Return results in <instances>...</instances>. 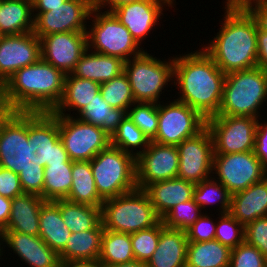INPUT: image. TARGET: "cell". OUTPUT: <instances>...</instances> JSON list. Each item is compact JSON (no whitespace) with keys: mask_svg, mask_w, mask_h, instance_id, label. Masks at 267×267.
<instances>
[{"mask_svg":"<svg viewBox=\"0 0 267 267\" xmlns=\"http://www.w3.org/2000/svg\"><path fill=\"white\" fill-rule=\"evenodd\" d=\"M229 213L244 226L267 216V177L231 195Z\"/></svg>","mask_w":267,"mask_h":267,"instance_id":"22","label":"cell"},{"mask_svg":"<svg viewBox=\"0 0 267 267\" xmlns=\"http://www.w3.org/2000/svg\"><path fill=\"white\" fill-rule=\"evenodd\" d=\"M207 215V212L199 217L187 230L188 242H206L215 239L216 222Z\"/></svg>","mask_w":267,"mask_h":267,"instance_id":"47","label":"cell"},{"mask_svg":"<svg viewBox=\"0 0 267 267\" xmlns=\"http://www.w3.org/2000/svg\"><path fill=\"white\" fill-rule=\"evenodd\" d=\"M260 30L267 32V2H260L248 9Z\"/></svg>","mask_w":267,"mask_h":267,"instance_id":"51","label":"cell"},{"mask_svg":"<svg viewBox=\"0 0 267 267\" xmlns=\"http://www.w3.org/2000/svg\"><path fill=\"white\" fill-rule=\"evenodd\" d=\"M150 141L144 133L126 116L111 136V145L137 157L143 153ZM138 148L139 150H137ZM131 149V150H130ZM136 150V151H134Z\"/></svg>","mask_w":267,"mask_h":267,"instance_id":"37","label":"cell"},{"mask_svg":"<svg viewBox=\"0 0 267 267\" xmlns=\"http://www.w3.org/2000/svg\"><path fill=\"white\" fill-rule=\"evenodd\" d=\"M65 77L40 58L17 70L0 87V110L51 112L62 98Z\"/></svg>","mask_w":267,"mask_h":267,"instance_id":"1","label":"cell"},{"mask_svg":"<svg viewBox=\"0 0 267 267\" xmlns=\"http://www.w3.org/2000/svg\"><path fill=\"white\" fill-rule=\"evenodd\" d=\"M4 244V237H3V233L0 231V257H2V255H3V245ZM1 245H2V247H1ZM1 259V258H0Z\"/></svg>","mask_w":267,"mask_h":267,"instance_id":"58","label":"cell"},{"mask_svg":"<svg viewBox=\"0 0 267 267\" xmlns=\"http://www.w3.org/2000/svg\"><path fill=\"white\" fill-rule=\"evenodd\" d=\"M216 37L202 49L225 73L257 67V23L248 10L224 6Z\"/></svg>","mask_w":267,"mask_h":267,"instance_id":"3","label":"cell"},{"mask_svg":"<svg viewBox=\"0 0 267 267\" xmlns=\"http://www.w3.org/2000/svg\"><path fill=\"white\" fill-rule=\"evenodd\" d=\"M160 221L154 227L131 233L132 251L135 260L147 263L158 246L160 232L164 228Z\"/></svg>","mask_w":267,"mask_h":267,"instance_id":"42","label":"cell"},{"mask_svg":"<svg viewBox=\"0 0 267 267\" xmlns=\"http://www.w3.org/2000/svg\"><path fill=\"white\" fill-rule=\"evenodd\" d=\"M195 184L175 177L148 185V194L157 215L162 218L173 206L193 199Z\"/></svg>","mask_w":267,"mask_h":267,"instance_id":"23","label":"cell"},{"mask_svg":"<svg viewBox=\"0 0 267 267\" xmlns=\"http://www.w3.org/2000/svg\"><path fill=\"white\" fill-rule=\"evenodd\" d=\"M254 153L260 159L262 169L267 174V123L265 121L260 123L259 119L256 129Z\"/></svg>","mask_w":267,"mask_h":267,"instance_id":"49","label":"cell"},{"mask_svg":"<svg viewBox=\"0 0 267 267\" xmlns=\"http://www.w3.org/2000/svg\"><path fill=\"white\" fill-rule=\"evenodd\" d=\"M91 10V0H66L50 11L33 12V33L39 38L51 33L87 32Z\"/></svg>","mask_w":267,"mask_h":267,"instance_id":"16","label":"cell"},{"mask_svg":"<svg viewBox=\"0 0 267 267\" xmlns=\"http://www.w3.org/2000/svg\"><path fill=\"white\" fill-rule=\"evenodd\" d=\"M33 29V2L28 0H2L0 2L1 36L30 33Z\"/></svg>","mask_w":267,"mask_h":267,"instance_id":"29","label":"cell"},{"mask_svg":"<svg viewBox=\"0 0 267 267\" xmlns=\"http://www.w3.org/2000/svg\"><path fill=\"white\" fill-rule=\"evenodd\" d=\"M108 267H147V263L134 260L132 262L115 264V265L108 266Z\"/></svg>","mask_w":267,"mask_h":267,"instance_id":"57","label":"cell"},{"mask_svg":"<svg viewBox=\"0 0 267 267\" xmlns=\"http://www.w3.org/2000/svg\"><path fill=\"white\" fill-rule=\"evenodd\" d=\"M257 67L267 72V32L257 26Z\"/></svg>","mask_w":267,"mask_h":267,"instance_id":"50","label":"cell"},{"mask_svg":"<svg viewBox=\"0 0 267 267\" xmlns=\"http://www.w3.org/2000/svg\"><path fill=\"white\" fill-rule=\"evenodd\" d=\"M212 171L231 195L267 177L254 151L214 155Z\"/></svg>","mask_w":267,"mask_h":267,"instance_id":"14","label":"cell"},{"mask_svg":"<svg viewBox=\"0 0 267 267\" xmlns=\"http://www.w3.org/2000/svg\"><path fill=\"white\" fill-rule=\"evenodd\" d=\"M71 234L61 217L59 207L53 201H46L39 213V237L59 254Z\"/></svg>","mask_w":267,"mask_h":267,"instance_id":"30","label":"cell"},{"mask_svg":"<svg viewBox=\"0 0 267 267\" xmlns=\"http://www.w3.org/2000/svg\"><path fill=\"white\" fill-rule=\"evenodd\" d=\"M201 207L191 199L173 206L162 218L164 226L170 229L186 231L204 214Z\"/></svg>","mask_w":267,"mask_h":267,"instance_id":"41","label":"cell"},{"mask_svg":"<svg viewBox=\"0 0 267 267\" xmlns=\"http://www.w3.org/2000/svg\"><path fill=\"white\" fill-rule=\"evenodd\" d=\"M127 116L144 133L149 141L155 139L159 124L157 103L135 102L127 110Z\"/></svg>","mask_w":267,"mask_h":267,"instance_id":"40","label":"cell"},{"mask_svg":"<svg viewBox=\"0 0 267 267\" xmlns=\"http://www.w3.org/2000/svg\"><path fill=\"white\" fill-rule=\"evenodd\" d=\"M11 211V199L0 195V231L2 232L9 221Z\"/></svg>","mask_w":267,"mask_h":267,"instance_id":"53","label":"cell"},{"mask_svg":"<svg viewBox=\"0 0 267 267\" xmlns=\"http://www.w3.org/2000/svg\"><path fill=\"white\" fill-rule=\"evenodd\" d=\"M135 102L161 103L159 98L164 87L173 83L174 58L162 61L145 50L124 63Z\"/></svg>","mask_w":267,"mask_h":267,"instance_id":"7","label":"cell"},{"mask_svg":"<svg viewBox=\"0 0 267 267\" xmlns=\"http://www.w3.org/2000/svg\"><path fill=\"white\" fill-rule=\"evenodd\" d=\"M24 194L19 175L11 170L0 167V195L9 199Z\"/></svg>","mask_w":267,"mask_h":267,"instance_id":"48","label":"cell"},{"mask_svg":"<svg viewBox=\"0 0 267 267\" xmlns=\"http://www.w3.org/2000/svg\"><path fill=\"white\" fill-rule=\"evenodd\" d=\"M245 242L255 246L267 258V216L245 225Z\"/></svg>","mask_w":267,"mask_h":267,"instance_id":"46","label":"cell"},{"mask_svg":"<svg viewBox=\"0 0 267 267\" xmlns=\"http://www.w3.org/2000/svg\"><path fill=\"white\" fill-rule=\"evenodd\" d=\"M139 0H91V7L94 10L101 11L103 8L107 11L104 12H110L112 13L116 8L125 5L137 2ZM109 8V9H108Z\"/></svg>","mask_w":267,"mask_h":267,"instance_id":"52","label":"cell"},{"mask_svg":"<svg viewBox=\"0 0 267 267\" xmlns=\"http://www.w3.org/2000/svg\"><path fill=\"white\" fill-rule=\"evenodd\" d=\"M135 260L132 251L131 234L104 229L101 253L98 262L102 267L128 263Z\"/></svg>","mask_w":267,"mask_h":267,"instance_id":"35","label":"cell"},{"mask_svg":"<svg viewBox=\"0 0 267 267\" xmlns=\"http://www.w3.org/2000/svg\"><path fill=\"white\" fill-rule=\"evenodd\" d=\"M30 161L28 112L0 110V167L19 174Z\"/></svg>","mask_w":267,"mask_h":267,"instance_id":"10","label":"cell"},{"mask_svg":"<svg viewBox=\"0 0 267 267\" xmlns=\"http://www.w3.org/2000/svg\"><path fill=\"white\" fill-rule=\"evenodd\" d=\"M90 164L97 192L103 200L137 189L136 157L118 147L110 144Z\"/></svg>","mask_w":267,"mask_h":267,"instance_id":"6","label":"cell"},{"mask_svg":"<svg viewBox=\"0 0 267 267\" xmlns=\"http://www.w3.org/2000/svg\"><path fill=\"white\" fill-rule=\"evenodd\" d=\"M76 117L87 123L103 129L110 137L117 130L122 120L127 116L123 109L112 108L98 93L94 99L84 107Z\"/></svg>","mask_w":267,"mask_h":267,"instance_id":"33","label":"cell"},{"mask_svg":"<svg viewBox=\"0 0 267 267\" xmlns=\"http://www.w3.org/2000/svg\"><path fill=\"white\" fill-rule=\"evenodd\" d=\"M24 193L35 194L43 198L44 167L30 161V165L18 174Z\"/></svg>","mask_w":267,"mask_h":267,"instance_id":"45","label":"cell"},{"mask_svg":"<svg viewBox=\"0 0 267 267\" xmlns=\"http://www.w3.org/2000/svg\"><path fill=\"white\" fill-rule=\"evenodd\" d=\"M101 219L104 229L129 234L154 227L161 221L148 194L140 189L104 200Z\"/></svg>","mask_w":267,"mask_h":267,"instance_id":"5","label":"cell"},{"mask_svg":"<svg viewBox=\"0 0 267 267\" xmlns=\"http://www.w3.org/2000/svg\"><path fill=\"white\" fill-rule=\"evenodd\" d=\"M257 126L254 117L215 115L206 119L214 155L254 151Z\"/></svg>","mask_w":267,"mask_h":267,"instance_id":"12","label":"cell"},{"mask_svg":"<svg viewBox=\"0 0 267 267\" xmlns=\"http://www.w3.org/2000/svg\"><path fill=\"white\" fill-rule=\"evenodd\" d=\"M98 93H100L99 83L67 74L62 98L51 112L64 116L66 111L70 112V114L71 111H77L79 113L91 103Z\"/></svg>","mask_w":267,"mask_h":267,"instance_id":"27","label":"cell"},{"mask_svg":"<svg viewBox=\"0 0 267 267\" xmlns=\"http://www.w3.org/2000/svg\"><path fill=\"white\" fill-rule=\"evenodd\" d=\"M30 159L42 165L70 160L59 136L58 115L52 112H28Z\"/></svg>","mask_w":267,"mask_h":267,"instance_id":"9","label":"cell"},{"mask_svg":"<svg viewBox=\"0 0 267 267\" xmlns=\"http://www.w3.org/2000/svg\"><path fill=\"white\" fill-rule=\"evenodd\" d=\"M260 2H267V0H226L225 6L237 10H248L252 5Z\"/></svg>","mask_w":267,"mask_h":267,"instance_id":"55","label":"cell"},{"mask_svg":"<svg viewBox=\"0 0 267 267\" xmlns=\"http://www.w3.org/2000/svg\"><path fill=\"white\" fill-rule=\"evenodd\" d=\"M60 209L65 225L72 233L94 229L101 221V208L66 199L53 201Z\"/></svg>","mask_w":267,"mask_h":267,"instance_id":"34","label":"cell"},{"mask_svg":"<svg viewBox=\"0 0 267 267\" xmlns=\"http://www.w3.org/2000/svg\"><path fill=\"white\" fill-rule=\"evenodd\" d=\"M100 93L112 108L123 109L127 112L135 103L129 80L124 72L100 84Z\"/></svg>","mask_w":267,"mask_h":267,"instance_id":"39","label":"cell"},{"mask_svg":"<svg viewBox=\"0 0 267 267\" xmlns=\"http://www.w3.org/2000/svg\"><path fill=\"white\" fill-rule=\"evenodd\" d=\"M72 187L66 200L102 208L104 200L99 196L90 161L72 162Z\"/></svg>","mask_w":267,"mask_h":267,"instance_id":"31","label":"cell"},{"mask_svg":"<svg viewBox=\"0 0 267 267\" xmlns=\"http://www.w3.org/2000/svg\"><path fill=\"white\" fill-rule=\"evenodd\" d=\"M60 267H102L98 261H61Z\"/></svg>","mask_w":267,"mask_h":267,"instance_id":"56","label":"cell"},{"mask_svg":"<svg viewBox=\"0 0 267 267\" xmlns=\"http://www.w3.org/2000/svg\"><path fill=\"white\" fill-rule=\"evenodd\" d=\"M179 152L176 145H162L150 141L148 148L136 157L137 189L177 177Z\"/></svg>","mask_w":267,"mask_h":267,"instance_id":"17","label":"cell"},{"mask_svg":"<svg viewBox=\"0 0 267 267\" xmlns=\"http://www.w3.org/2000/svg\"><path fill=\"white\" fill-rule=\"evenodd\" d=\"M267 100V72L259 67L227 73L217 115L254 117Z\"/></svg>","mask_w":267,"mask_h":267,"instance_id":"4","label":"cell"},{"mask_svg":"<svg viewBox=\"0 0 267 267\" xmlns=\"http://www.w3.org/2000/svg\"><path fill=\"white\" fill-rule=\"evenodd\" d=\"M122 59L87 49L71 73L78 78L93 80L99 84L110 81L124 72Z\"/></svg>","mask_w":267,"mask_h":267,"instance_id":"26","label":"cell"},{"mask_svg":"<svg viewBox=\"0 0 267 267\" xmlns=\"http://www.w3.org/2000/svg\"><path fill=\"white\" fill-rule=\"evenodd\" d=\"M231 249L216 239L188 242L185 267H229Z\"/></svg>","mask_w":267,"mask_h":267,"instance_id":"32","label":"cell"},{"mask_svg":"<svg viewBox=\"0 0 267 267\" xmlns=\"http://www.w3.org/2000/svg\"><path fill=\"white\" fill-rule=\"evenodd\" d=\"M72 160L66 163L46 164L44 167L43 199H66L72 187Z\"/></svg>","mask_w":267,"mask_h":267,"instance_id":"36","label":"cell"},{"mask_svg":"<svg viewBox=\"0 0 267 267\" xmlns=\"http://www.w3.org/2000/svg\"><path fill=\"white\" fill-rule=\"evenodd\" d=\"M160 1H163L168 7L174 8L173 5L175 6L174 4L175 0H160Z\"/></svg>","mask_w":267,"mask_h":267,"instance_id":"59","label":"cell"},{"mask_svg":"<svg viewBox=\"0 0 267 267\" xmlns=\"http://www.w3.org/2000/svg\"><path fill=\"white\" fill-rule=\"evenodd\" d=\"M221 215V216H220ZM215 229V239L230 249L236 248L245 241V226L230 213L218 214Z\"/></svg>","mask_w":267,"mask_h":267,"instance_id":"43","label":"cell"},{"mask_svg":"<svg viewBox=\"0 0 267 267\" xmlns=\"http://www.w3.org/2000/svg\"><path fill=\"white\" fill-rule=\"evenodd\" d=\"M187 245L186 231L164 227L147 267H185Z\"/></svg>","mask_w":267,"mask_h":267,"instance_id":"25","label":"cell"},{"mask_svg":"<svg viewBox=\"0 0 267 267\" xmlns=\"http://www.w3.org/2000/svg\"><path fill=\"white\" fill-rule=\"evenodd\" d=\"M4 244L20 260L30 267H60L59 254L52 250L39 236L19 233L16 231H2Z\"/></svg>","mask_w":267,"mask_h":267,"instance_id":"21","label":"cell"},{"mask_svg":"<svg viewBox=\"0 0 267 267\" xmlns=\"http://www.w3.org/2000/svg\"><path fill=\"white\" fill-rule=\"evenodd\" d=\"M45 202L42 197L27 193L11 199L9 221L3 231L39 236V213Z\"/></svg>","mask_w":267,"mask_h":267,"instance_id":"24","label":"cell"},{"mask_svg":"<svg viewBox=\"0 0 267 267\" xmlns=\"http://www.w3.org/2000/svg\"><path fill=\"white\" fill-rule=\"evenodd\" d=\"M59 136L72 161H91L111 144V137L100 127L75 118L58 115Z\"/></svg>","mask_w":267,"mask_h":267,"instance_id":"11","label":"cell"},{"mask_svg":"<svg viewBox=\"0 0 267 267\" xmlns=\"http://www.w3.org/2000/svg\"><path fill=\"white\" fill-rule=\"evenodd\" d=\"M41 58L40 39L32 32L0 37V87L19 69Z\"/></svg>","mask_w":267,"mask_h":267,"instance_id":"19","label":"cell"},{"mask_svg":"<svg viewBox=\"0 0 267 267\" xmlns=\"http://www.w3.org/2000/svg\"><path fill=\"white\" fill-rule=\"evenodd\" d=\"M66 0H34L33 12H47L50 8H55L62 5Z\"/></svg>","mask_w":267,"mask_h":267,"instance_id":"54","label":"cell"},{"mask_svg":"<svg viewBox=\"0 0 267 267\" xmlns=\"http://www.w3.org/2000/svg\"><path fill=\"white\" fill-rule=\"evenodd\" d=\"M177 148L179 152L177 177L196 185L214 176L211 175L214 144L207 127L197 135L183 140Z\"/></svg>","mask_w":267,"mask_h":267,"instance_id":"15","label":"cell"},{"mask_svg":"<svg viewBox=\"0 0 267 267\" xmlns=\"http://www.w3.org/2000/svg\"><path fill=\"white\" fill-rule=\"evenodd\" d=\"M229 267H267V258L255 246L244 241L231 249Z\"/></svg>","mask_w":267,"mask_h":267,"instance_id":"44","label":"cell"},{"mask_svg":"<svg viewBox=\"0 0 267 267\" xmlns=\"http://www.w3.org/2000/svg\"><path fill=\"white\" fill-rule=\"evenodd\" d=\"M39 39L41 59L65 75L73 72L76 63L88 49L87 32L51 33Z\"/></svg>","mask_w":267,"mask_h":267,"instance_id":"18","label":"cell"},{"mask_svg":"<svg viewBox=\"0 0 267 267\" xmlns=\"http://www.w3.org/2000/svg\"><path fill=\"white\" fill-rule=\"evenodd\" d=\"M179 56V57H178ZM226 74L203 50L174 56V82L177 101L198 111L205 119L219 112Z\"/></svg>","mask_w":267,"mask_h":267,"instance_id":"2","label":"cell"},{"mask_svg":"<svg viewBox=\"0 0 267 267\" xmlns=\"http://www.w3.org/2000/svg\"><path fill=\"white\" fill-rule=\"evenodd\" d=\"M193 199L201 207V210L209 204L211 206L214 204L219 206L218 204H220V214L229 213L231 194L224 185L213 177L195 185Z\"/></svg>","mask_w":267,"mask_h":267,"instance_id":"38","label":"cell"},{"mask_svg":"<svg viewBox=\"0 0 267 267\" xmlns=\"http://www.w3.org/2000/svg\"><path fill=\"white\" fill-rule=\"evenodd\" d=\"M158 131L153 142L178 145L206 127V119L185 103L174 101L158 104Z\"/></svg>","mask_w":267,"mask_h":267,"instance_id":"13","label":"cell"},{"mask_svg":"<svg viewBox=\"0 0 267 267\" xmlns=\"http://www.w3.org/2000/svg\"><path fill=\"white\" fill-rule=\"evenodd\" d=\"M165 5L160 0H139L122 5L112 13L129 30L133 39L140 46L161 19L160 16L163 15L162 11Z\"/></svg>","mask_w":267,"mask_h":267,"instance_id":"20","label":"cell"},{"mask_svg":"<svg viewBox=\"0 0 267 267\" xmlns=\"http://www.w3.org/2000/svg\"><path fill=\"white\" fill-rule=\"evenodd\" d=\"M103 232L101 221L94 229L72 233L65 248L59 253L60 261H98Z\"/></svg>","mask_w":267,"mask_h":267,"instance_id":"28","label":"cell"},{"mask_svg":"<svg viewBox=\"0 0 267 267\" xmlns=\"http://www.w3.org/2000/svg\"><path fill=\"white\" fill-rule=\"evenodd\" d=\"M89 18L93 20L87 28V44L92 52L128 61L144 51L113 13L92 9Z\"/></svg>","mask_w":267,"mask_h":267,"instance_id":"8","label":"cell"}]
</instances>
